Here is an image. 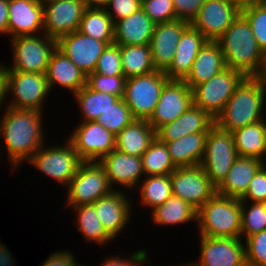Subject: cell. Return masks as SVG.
<instances>
[{"label":"cell","mask_w":266,"mask_h":266,"mask_svg":"<svg viewBox=\"0 0 266 266\" xmlns=\"http://www.w3.org/2000/svg\"><path fill=\"white\" fill-rule=\"evenodd\" d=\"M0 119V135L6 146L10 163L15 169L29 161L44 141L42 111L6 107Z\"/></svg>","instance_id":"obj_1"},{"label":"cell","mask_w":266,"mask_h":266,"mask_svg":"<svg viewBox=\"0 0 266 266\" xmlns=\"http://www.w3.org/2000/svg\"><path fill=\"white\" fill-rule=\"evenodd\" d=\"M216 41L221 47L227 68L240 71L245 77L263 75L266 55L259 48L252 27L242 13Z\"/></svg>","instance_id":"obj_2"},{"label":"cell","mask_w":266,"mask_h":266,"mask_svg":"<svg viewBox=\"0 0 266 266\" xmlns=\"http://www.w3.org/2000/svg\"><path fill=\"white\" fill-rule=\"evenodd\" d=\"M265 96L266 81L262 77H245L215 119V124L232 132L264 120Z\"/></svg>","instance_id":"obj_3"},{"label":"cell","mask_w":266,"mask_h":266,"mask_svg":"<svg viewBox=\"0 0 266 266\" xmlns=\"http://www.w3.org/2000/svg\"><path fill=\"white\" fill-rule=\"evenodd\" d=\"M197 226L204 237H241V200L215 193L197 210Z\"/></svg>","instance_id":"obj_4"},{"label":"cell","mask_w":266,"mask_h":266,"mask_svg":"<svg viewBox=\"0 0 266 266\" xmlns=\"http://www.w3.org/2000/svg\"><path fill=\"white\" fill-rule=\"evenodd\" d=\"M170 79L163 71L126 78L124 102L138 120H149L153 115L164 85Z\"/></svg>","instance_id":"obj_5"},{"label":"cell","mask_w":266,"mask_h":266,"mask_svg":"<svg viewBox=\"0 0 266 266\" xmlns=\"http://www.w3.org/2000/svg\"><path fill=\"white\" fill-rule=\"evenodd\" d=\"M237 157L232 132L223 130L214 124L209 129L205 154L200 165L216 188L226 178Z\"/></svg>","instance_id":"obj_6"},{"label":"cell","mask_w":266,"mask_h":266,"mask_svg":"<svg viewBox=\"0 0 266 266\" xmlns=\"http://www.w3.org/2000/svg\"><path fill=\"white\" fill-rule=\"evenodd\" d=\"M67 207L93 204L113 191L104 167L99 161H83L76 175L66 186Z\"/></svg>","instance_id":"obj_7"},{"label":"cell","mask_w":266,"mask_h":266,"mask_svg":"<svg viewBox=\"0 0 266 266\" xmlns=\"http://www.w3.org/2000/svg\"><path fill=\"white\" fill-rule=\"evenodd\" d=\"M13 66L4 65L5 71L46 73L50 56L57 41L46 34L13 37Z\"/></svg>","instance_id":"obj_8"},{"label":"cell","mask_w":266,"mask_h":266,"mask_svg":"<svg viewBox=\"0 0 266 266\" xmlns=\"http://www.w3.org/2000/svg\"><path fill=\"white\" fill-rule=\"evenodd\" d=\"M5 91L14 95L6 107L41 111L51 90L46 73L5 71Z\"/></svg>","instance_id":"obj_9"},{"label":"cell","mask_w":266,"mask_h":266,"mask_svg":"<svg viewBox=\"0 0 266 266\" xmlns=\"http://www.w3.org/2000/svg\"><path fill=\"white\" fill-rule=\"evenodd\" d=\"M244 78L245 76L240 71L224 69L209 81L192 88L193 105L216 119Z\"/></svg>","instance_id":"obj_10"},{"label":"cell","mask_w":266,"mask_h":266,"mask_svg":"<svg viewBox=\"0 0 266 266\" xmlns=\"http://www.w3.org/2000/svg\"><path fill=\"white\" fill-rule=\"evenodd\" d=\"M41 172L62 185H68L76 175L83 160L68 140L65 146H42L28 161Z\"/></svg>","instance_id":"obj_11"},{"label":"cell","mask_w":266,"mask_h":266,"mask_svg":"<svg viewBox=\"0 0 266 266\" xmlns=\"http://www.w3.org/2000/svg\"><path fill=\"white\" fill-rule=\"evenodd\" d=\"M170 180L172 195L189 203L196 210L216 193V187L201 165L176 168L170 174Z\"/></svg>","instance_id":"obj_12"},{"label":"cell","mask_w":266,"mask_h":266,"mask_svg":"<svg viewBox=\"0 0 266 266\" xmlns=\"http://www.w3.org/2000/svg\"><path fill=\"white\" fill-rule=\"evenodd\" d=\"M71 134L69 141L83 161H99L115 150L116 135L96 121L79 123Z\"/></svg>","instance_id":"obj_13"},{"label":"cell","mask_w":266,"mask_h":266,"mask_svg":"<svg viewBox=\"0 0 266 266\" xmlns=\"http://www.w3.org/2000/svg\"><path fill=\"white\" fill-rule=\"evenodd\" d=\"M241 6L232 0H206L191 25L210 41H216L240 15Z\"/></svg>","instance_id":"obj_14"},{"label":"cell","mask_w":266,"mask_h":266,"mask_svg":"<svg viewBox=\"0 0 266 266\" xmlns=\"http://www.w3.org/2000/svg\"><path fill=\"white\" fill-rule=\"evenodd\" d=\"M43 8L44 34L58 41L79 29L86 5L83 0H58L44 4Z\"/></svg>","instance_id":"obj_15"},{"label":"cell","mask_w":266,"mask_h":266,"mask_svg":"<svg viewBox=\"0 0 266 266\" xmlns=\"http://www.w3.org/2000/svg\"><path fill=\"white\" fill-rule=\"evenodd\" d=\"M200 238V258L192 266H247L241 237Z\"/></svg>","instance_id":"obj_16"},{"label":"cell","mask_w":266,"mask_h":266,"mask_svg":"<svg viewBox=\"0 0 266 266\" xmlns=\"http://www.w3.org/2000/svg\"><path fill=\"white\" fill-rule=\"evenodd\" d=\"M192 105V89L183 80H169L148 123L156 131L160 126L176 120Z\"/></svg>","instance_id":"obj_17"},{"label":"cell","mask_w":266,"mask_h":266,"mask_svg":"<svg viewBox=\"0 0 266 266\" xmlns=\"http://www.w3.org/2000/svg\"><path fill=\"white\" fill-rule=\"evenodd\" d=\"M107 46L106 42L91 38L78 30L57 41V48L86 75L94 72L99 57Z\"/></svg>","instance_id":"obj_18"},{"label":"cell","mask_w":266,"mask_h":266,"mask_svg":"<svg viewBox=\"0 0 266 266\" xmlns=\"http://www.w3.org/2000/svg\"><path fill=\"white\" fill-rule=\"evenodd\" d=\"M189 25V22L179 19L155 25L149 46L156 70L164 72L170 66L182 33Z\"/></svg>","instance_id":"obj_19"},{"label":"cell","mask_w":266,"mask_h":266,"mask_svg":"<svg viewBox=\"0 0 266 266\" xmlns=\"http://www.w3.org/2000/svg\"><path fill=\"white\" fill-rule=\"evenodd\" d=\"M8 14L11 38L44 33V8L38 0H8Z\"/></svg>","instance_id":"obj_20"},{"label":"cell","mask_w":266,"mask_h":266,"mask_svg":"<svg viewBox=\"0 0 266 266\" xmlns=\"http://www.w3.org/2000/svg\"><path fill=\"white\" fill-rule=\"evenodd\" d=\"M96 200L93 205L106 232L114 239L125 229L131 217L130 199L116 189ZM118 190V191H117ZM127 197V198H126Z\"/></svg>","instance_id":"obj_21"},{"label":"cell","mask_w":266,"mask_h":266,"mask_svg":"<svg viewBox=\"0 0 266 266\" xmlns=\"http://www.w3.org/2000/svg\"><path fill=\"white\" fill-rule=\"evenodd\" d=\"M99 163L104 167L111 186L120 184L124 188H136L144 174L141 157L116 149L102 157Z\"/></svg>","instance_id":"obj_22"},{"label":"cell","mask_w":266,"mask_h":266,"mask_svg":"<svg viewBox=\"0 0 266 266\" xmlns=\"http://www.w3.org/2000/svg\"><path fill=\"white\" fill-rule=\"evenodd\" d=\"M208 39L191 24L182 33L175 56L164 71L170 80H184L190 73L195 57Z\"/></svg>","instance_id":"obj_23"},{"label":"cell","mask_w":266,"mask_h":266,"mask_svg":"<svg viewBox=\"0 0 266 266\" xmlns=\"http://www.w3.org/2000/svg\"><path fill=\"white\" fill-rule=\"evenodd\" d=\"M214 124L215 119L206 111L192 105L176 120L160 126L156 130V138L161 142H169L188 134L209 132Z\"/></svg>","instance_id":"obj_24"},{"label":"cell","mask_w":266,"mask_h":266,"mask_svg":"<svg viewBox=\"0 0 266 266\" xmlns=\"http://www.w3.org/2000/svg\"><path fill=\"white\" fill-rule=\"evenodd\" d=\"M224 55L217 41L208 40L194 59L192 68L183 80L191 89L209 81L226 69Z\"/></svg>","instance_id":"obj_25"},{"label":"cell","mask_w":266,"mask_h":266,"mask_svg":"<svg viewBox=\"0 0 266 266\" xmlns=\"http://www.w3.org/2000/svg\"><path fill=\"white\" fill-rule=\"evenodd\" d=\"M46 78L50 90L56 83L74 95L86 86L87 75L56 47L50 56Z\"/></svg>","instance_id":"obj_26"},{"label":"cell","mask_w":266,"mask_h":266,"mask_svg":"<svg viewBox=\"0 0 266 266\" xmlns=\"http://www.w3.org/2000/svg\"><path fill=\"white\" fill-rule=\"evenodd\" d=\"M155 23L142 10L114 23V43L119 45H148Z\"/></svg>","instance_id":"obj_27"},{"label":"cell","mask_w":266,"mask_h":266,"mask_svg":"<svg viewBox=\"0 0 266 266\" xmlns=\"http://www.w3.org/2000/svg\"><path fill=\"white\" fill-rule=\"evenodd\" d=\"M265 164L254 157L238 156L226 178L216 188V193L226 197L240 199L248 189L250 181L258 170Z\"/></svg>","instance_id":"obj_28"},{"label":"cell","mask_w":266,"mask_h":266,"mask_svg":"<svg viewBox=\"0 0 266 266\" xmlns=\"http://www.w3.org/2000/svg\"><path fill=\"white\" fill-rule=\"evenodd\" d=\"M208 132L188 134L179 139L163 142L176 168L200 165L206 146Z\"/></svg>","instance_id":"obj_29"},{"label":"cell","mask_w":266,"mask_h":266,"mask_svg":"<svg viewBox=\"0 0 266 266\" xmlns=\"http://www.w3.org/2000/svg\"><path fill=\"white\" fill-rule=\"evenodd\" d=\"M155 138L156 131L148 120L135 119L116 135L115 149L141 157Z\"/></svg>","instance_id":"obj_30"},{"label":"cell","mask_w":266,"mask_h":266,"mask_svg":"<svg viewBox=\"0 0 266 266\" xmlns=\"http://www.w3.org/2000/svg\"><path fill=\"white\" fill-rule=\"evenodd\" d=\"M238 156L266 160V120L232 131Z\"/></svg>","instance_id":"obj_31"},{"label":"cell","mask_w":266,"mask_h":266,"mask_svg":"<svg viewBox=\"0 0 266 266\" xmlns=\"http://www.w3.org/2000/svg\"><path fill=\"white\" fill-rule=\"evenodd\" d=\"M152 212V221L159 226L181 225L191 220L197 221V210L174 195H171L163 205L155 207Z\"/></svg>","instance_id":"obj_32"},{"label":"cell","mask_w":266,"mask_h":266,"mask_svg":"<svg viewBox=\"0 0 266 266\" xmlns=\"http://www.w3.org/2000/svg\"><path fill=\"white\" fill-rule=\"evenodd\" d=\"M121 63L125 78L156 71L148 45H120Z\"/></svg>","instance_id":"obj_33"},{"label":"cell","mask_w":266,"mask_h":266,"mask_svg":"<svg viewBox=\"0 0 266 266\" xmlns=\"http://www.w3.org/2000/svg\"><path fill=\"white\" fill-rule=\"evenodd\" d=\"M78 31L108 45L114 43V23L106 9L86 8Z\"/></svg>","instance_id":"obj_34"},{"label":"cell","mask_w":266,"mask_h":266,"mask_svg":"<svg viewBox=\"0 0 266 266\" xmlns=\"http://www.w3.org/2000/svg\"><path fill=\"white\" fill-rule=\"evenodd\" d=\"M80 107L81 114H83L82 122L96 121V119L107 111L112 104L120 98L108 93L94 91L87 85L81 88L73 95Z\"/></svg>","instance_id":"obj_35"},{"label":"cell","mask_w":266,"mask_h":266,"mask_svg":"<svg viewBox=\"0 0 266 266\" xmlns=\"http://www.w3.org/2000/svg\"><path fill=\"white\" fill-rule=\"evenodd\" d=\"M75 210L76 225L87 241L98 242L99 245L113 241V238L106 232L99 219L93 204L72 207Z\"/></svg>","instance_id":"obj_36"},{"label":"cell","mask_w":266,"mask_h":266,"mask_svg":"<svg viewBox=\"0 0 266 266\" xmlns=\"http://www.w3.org/2000/svg\"><path fill=\"white\" fill-rule=\"evenodd\" d=\"M144 175H170L175 169L165 143L157 138L141 156Z\"/></svg>","instance_id":"obj_37"},{"label":"cell","mask_w":266,"mask_h":266,"mask_svg":"<svg viewBox=\"0 0 266 266\" xmlns=\"http://www.w3.org/2000/svg\"><path fill=\"white\" fill-rule=\"evenodd\" d=\"M139 186L142 204L154 209L172 195L170 175L145 176Z\"/></svg>","instance_id":"obj_38"},{"label":"cell","mask_w":266,"mask_h":266,"mask_svg":"<svg viewBox=\"0 0 266 266\" xmlns=\"http://www.w3.org/2000/svg\"><path fill=\"white\" fill-rule=\"evenodd\" d=\"M241 13L250 23L258 46L266 55V0H255L242 6Z\"/></svg>","instance_id":"obj_39"},{"label":"cell","mask_w":266,"mask_h":266,"mask_svg":"<svg viewBox=\"0 0 266 266\" xmlns=\"http://www.w3.org/2000/svg\"><path fill=\"white\" fill-rule=\"evenodd\" d=\"M134 120L135 118L133 117L130 108L126 105L124 99L120 98L112 104V107L102 113V115L96 119V122L114 135H117Z\"/></svg>","instance_id":"obj_40"},{"label":"cell","mask_w":266,"mask_h":266,"mask_svg":"<svg viewBox=\"0 0 266 266\" xmlns=\"http://www.w3.org/2000/svg\"><path fill=\"white\" fill-rule=\"evenodd\" d=\"M241 201V238L245 239L266 229V203L253 202L249 209Z\"/></svg>","instance_id":"obj_41"},{"label":"cell","mask_w":266,"mask_h":266,"mask_svg":"<svg viewBox=\"0 0 266 266\" xmlns=\"http://www.w3.org/2000/svg\"><path fill=\"white\" fill-rule=\"evenodd\" d=\"M126 78L124 76H104L92 72L87 75L86 85L94 90L108 93L119 98H123Z\"/></svg>","instance_id":"obj_42"},{"label":"cell","mask_w":266,"mask_h":266,"mask_svg":"<svg viewBox=\"0 0 266 266\" xmlns=\"http://www.w3.org/2000/svg\"><path fill=\"white\" fill-rule=\"evenodd\" d=\"M94 72L104 76H124L119 44L112 43L106 47Z\"/></svg>","instance_id":"obj_43"},{"label":"cell","mask_w":266,"mask_h":266,"mask_svg":"<svg viewBox=\"0 0 266 266\" xmlns=\"http://www.w3.org/2000/svg\"><path fill=\"white\" fill-rule=\"evenodd\" d=\"M244 240L246 265L266 266V229Z\"/></svg>","instance_id":"obj_44"},{"label":"cell","mask_w":266,"mask_h":266,"mask_svg":"<svg viewBox=\"0 0 266 266\" xmlns=\"http://www.w3.org/2000/svg\"><path fill=\"white\" fill-rule=\"evenodd\" d=\"M141 9L155 24L176 19L173 0H141Z\"/></svg>","instance_id":"obj_45"},{"label":"cell","mask_w":266,"mask_h":266,"mask_svg":"<svg viewBox=\"0 0 266 266\" xmlns=\"http://www.w3.org/2000/svg\"><path fill=\"white\" fill-rule=\"evenodd\" d=\"M241 201L266 203V165L264 164L250 181L246 193L240 198Z\"/></svg>","instance_id":"obj_46"},{"label":"cell","mask_w":266,"mask_h":266,"mask_svg":"<svg viewBox=\"0 0 266 266\" xmlns=\"http://www.w3.org/2000/svg\"><path fill=\"white\" fill-rule=\"evenodd\" d=\"M105 9L115 23L141 9V0H108Z\"/></svg>","instance_id":"obj_47"},{"label":"cell","mask_w":266,"mask_h":266,"mask_svg":"<svg viewBox=\"0 0 266 266\" xmlns=\"http://www.w3.org/2000/svg\"><path fill=\"white\" fill-rule=\"evenodd\" d=\"M206 0H173L176 19L184 20L190 24L198 16L200 8Z\"/></svg>","instance_id":"obj_48"},{"label":"cell","mask_w":266,"mask_h":266,"mask_svg":"<svg viewBox=\"0 0 266 266\" xmlns=\"http://www.w3.org/2000/svg\"><path fill=\"white\" fill-rule=\"evenodd\" d=\"M148 251L144 249H140L136 251L134 254L130 255V258H122V256H115L109 257L105 259L102 265L99 266H141L143 263H147L148 261ZM131 259V260H130ZM146 261V262H145Z\"/></svg>","instance_id":"obj_49"},{"label":"cell","mask_w":266,"mask_h":266,"mask_svg":"<svg viewBox=\"0 0 266 266\" xmlns=\"http://www.w3.org/2000/svg\"><path fill=\"white\" fill-rule=\"evenodd\" d=\"M74 254L68 252L67 250L59 252H53L49 258L43 262L41 266H77L76 260L73 256Z\"/></svg>","instance_id":"obj_50"},{"label":"cell","mask_w":266,"mask_h":266,"mask_svg":"<svg viewBox=\"0 0 266 266\" xmlns=\"http://www.w3.org/2000/svg\"><path fill=\"white\" fill-rule=\"evenodd\" d=\"M8 0H0V33L8 34Z\"/></svg>","instance_id":"obj_51"},{"label":"cell","mask_w":266,"mask_h":266,"mask_svg":"<svg viewBox=\"0 0 266 266\" xmlns=\"http://www.w3.org/2000/svg\"><path fill=\"white\" fill-rule=\"evenodd\" d=\"M12 257L8 248L0 243V266H14Z\"/></svg>","instance_id":"obj_52"},{"label":"cell","mask_w":266,"mask_h":266,"mask_svg":"<svg viewBox=\"0 0 266 266\" xmlns=\"http://www.w3.org/2000/svg\"><path fill=\"white\" fill-rule=\"evenodd\" d=\"M6 99V91H5V70L4 64H0V106L4 104V100ZM1 109V107H0Z\"/></svg>","instance_id":"obj_53"},{"label":"cell","mask_w":266,"mask_h":266,"mask_svg":"<svg viewBox=\"0 0 266 266\" xmlns=\"http://www.w3.org/2000/svg\"><path fill=\"white\" fill-rule=\"evenodd\" d=\"M85 2L86 8H98L105 9L108 0H83Z\"/></svg>","instance_id":"obj_54"},{"label":"cell","mask_w":266,"mask_h":266,"mask_svg":"<svg viewBox=\"0 0 266 266\" xmlns=\"http://www.w3.org/2000/svg\"><path fill=\"white\" fill-rule=\"evenodd\" d=\"M236 3H238L241 7L244 6V5H247L255 0H232Z\"/></svg>","instance_id":"obj_55"},{"label":"cell","mask_w":266,"mask_h":266,"mask_svg":"<svg viewBox=\"0 0 266 266\" xmlns=\"http://www.w3.org/2000/svg\"><path fill=\"white\" fill-rule=\"evenodd\" d=\"M42 5L49 3V2H54V1H58V0H38Z\"/></svg>","instance_id":"obj_56"},{"label":"cell","mask_w":266,"mask_h":266,"mask_svg":"<svg viewBox=\"0 0 266 266\" xmlns=\"http://www.w3.org/2000/svg\"><path fill=\"white\" fill-rule=\"evenodd\" d=\"M261 77L266 81V65H265L263 75Z\"/></svg>","instance_id":"obj_57"},{"label":"cell","mask_w":266,"mask_h":266,"mask_svg":"<svg viewBox=\"0 0 266 266\" xmlns=\"http://www.w3.org/2000/svg\"><path fill=\"white\" fill-rule=\"evenodd\" d=\"M177 266H192V262L190 264L189 263H186V264H182V265L180 264V265H177Z\"/></svg>","instance_id":"obj_58"}]
</instances>
